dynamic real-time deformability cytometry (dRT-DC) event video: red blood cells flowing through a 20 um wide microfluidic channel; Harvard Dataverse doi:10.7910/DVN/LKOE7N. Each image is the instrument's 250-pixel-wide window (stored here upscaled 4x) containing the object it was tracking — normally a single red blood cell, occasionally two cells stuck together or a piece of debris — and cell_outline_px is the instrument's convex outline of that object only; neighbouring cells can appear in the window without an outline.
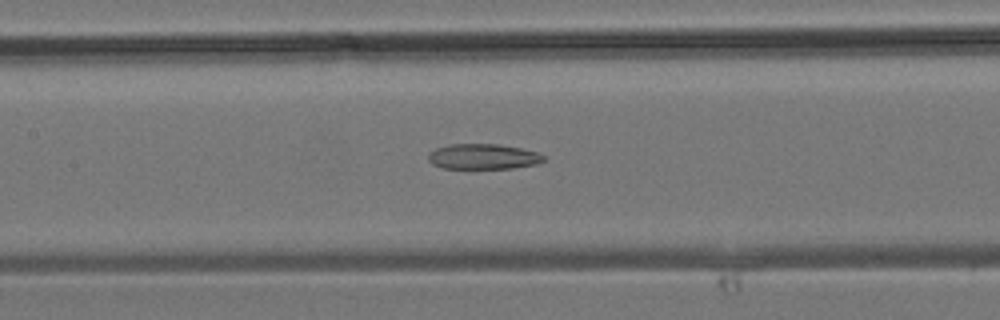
{"species": "common noctule bat (a hibernating species)", "species_latin": "Nyctalus noctula", "temperature_condition": "room temperature", "stored_images_in_passage": 36, "camera_frame_rate_fps": 3000, "um_per_image_px": 0.085, "animal": {"sex": "male", "body_mass_g": 19.2, "forearm_length_mm": 51.8}, "frame": {"image": 1, "passage_image": 16, "time_ms": 5.0, "image_size_px": [1000, 320], "cell_outline_px": [[544, 160], [536, 164], [512, 168], [444, 168], [432, 164], [428, 160], [428, 156], [436, 148], [448, 144], [500, 144], [520, 148], [536, 152], [544, 156]], "centroid_in_image_um": [41.05, 13.3], "position_along_channel_um": 166.3, "area_um2": 16.88}}
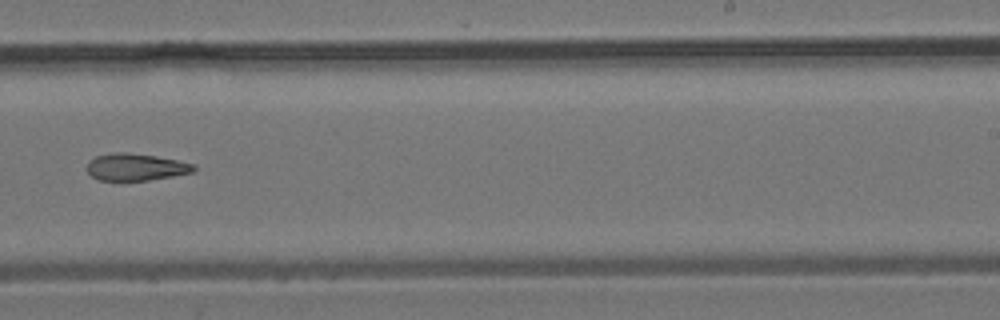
{"frame": {"image": 2, "passage_image": 22, "time_ms": 7.0, "image_size_px": [1000, 320], "cell_outline_px": [[196, 172], [148, 180], [100, 180], [92, 176], [88, 172], [88, 160], [96, 156], [112, 152], [128, 152], [156, 156], [196, 164]], "centroid_in_image_um": [11.57, 14.19], "position_along_channel_um": 277.4, "area_um2": 16.88}}
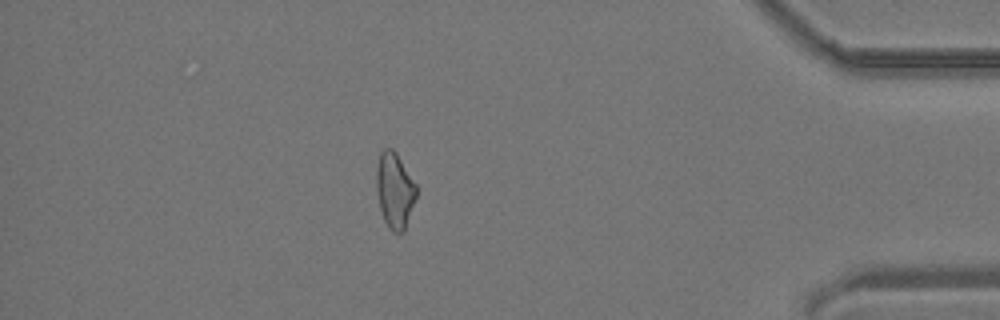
{"frame": {"image": 3, "passage_image": 31, "time_ms": 10.0, "image_size_px": [1000, 320], "cell_outline_px": [[416, 196], [404, 232], [400, 236], [392, 232], [388, 228], [384, 220], [380, 208], [376, 188], [376, 168], [380, 152], [384, 148], [392, 148], [396, 152], [416, 184]], "centroid_in_image_um": [33.54, 16.21], "position_along_channel_um": 401.7, "area_um2": 17.74}}